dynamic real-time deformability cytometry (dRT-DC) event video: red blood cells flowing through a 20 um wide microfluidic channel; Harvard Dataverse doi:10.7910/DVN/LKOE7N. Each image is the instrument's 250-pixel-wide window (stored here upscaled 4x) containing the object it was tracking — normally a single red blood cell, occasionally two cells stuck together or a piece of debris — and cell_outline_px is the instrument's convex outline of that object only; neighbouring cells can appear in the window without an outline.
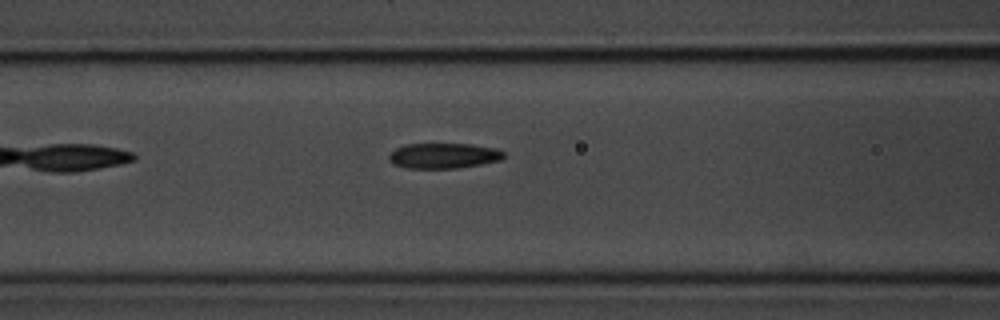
{"species": "common noctule bat (a hibernating species)", "species_latin": "Nyctalus noctula", "temperature_condition": "room temperature", "stored_images_in_passage": 10, "camera_frame_rate_fps": 3000, "um_per_image_px": 0.085, "animal": {"sex": "male", "body_mass_g": 20.1, "forearm_length_mm": 53.5}, "frame": {"image": 1, "passage_image": 5, "time_ms": 1.333, "image_size_px": [1000, 320], "cell_outline_px": [[504, 156], [500, 160], [480, 164], [456, 168], [404, 168], [392, 164], [388, 160], [388, 156], [396, 148], [404, 144], [472, 144], [496, 148], [504, 152]], "centroid_in_image_um": [37.67, 13.23], "position_along_channel_um": 128.9, "area_um2": 16.99}}
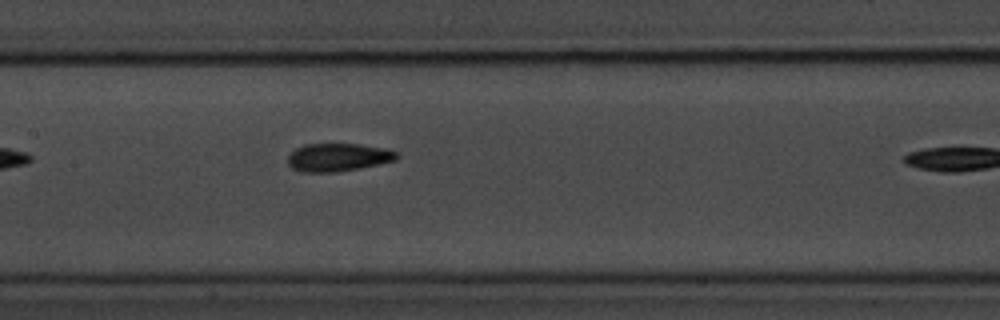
{"frame": {"image": 2, "passage_image": 9, "time_ms": 2.667, "image_size_px": [1000, 320], "cell_outline_px": [[400, 156], [396, 160], [380, 164], [360, 168], [336, 172], [300, 172], [292, 168], [288, 164], [288, 156], [296, 148], [304, 144], [356, 144], [384, 148], [396, 152]], "centroid_in_image_um": [28.73, 13.38], "position_along_channel_um": 178.7, "area_um2": 17.8}}